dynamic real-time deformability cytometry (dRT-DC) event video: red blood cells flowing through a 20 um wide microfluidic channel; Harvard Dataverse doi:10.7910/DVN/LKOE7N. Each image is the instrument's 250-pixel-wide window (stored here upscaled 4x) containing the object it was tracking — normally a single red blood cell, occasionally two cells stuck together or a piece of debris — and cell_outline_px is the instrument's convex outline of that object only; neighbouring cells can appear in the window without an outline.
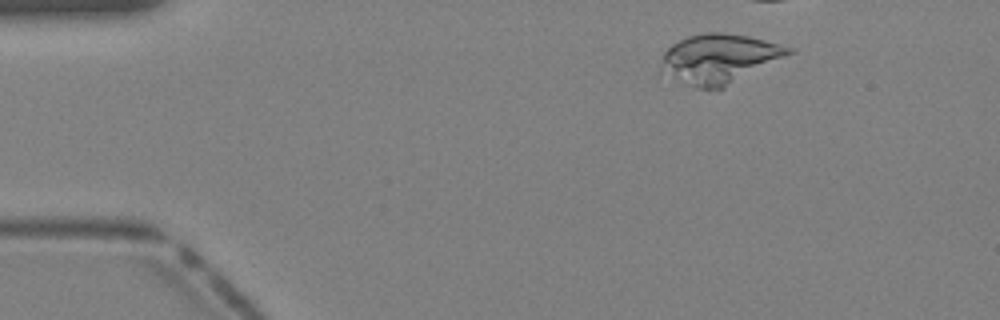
{"species": "Egyptian fruit bat (a non-hibernating species)", "species_latin": "Rousettus aegyptiacus", "temperature_condition": "warm", "stored_images_in_passage": 28, "camera_frame_rate_fps": 3000, "um_per_image_px": 0.085, "animal": {"sex": "female"}, "frame": {"image": 1, "passage_image": 2, "time_ms": 0.333, "image_size_px": [1000, 320], "cell_outline_px": [[796, 52], [724, 88], [700, 88], [660, 72], [660, 68], [664, 52], [672, 44], [688, 36], [704, 32], [720, 32], [748, 36], [796, 48]], "centroid_in_image_um": [61.19, 4.97], "position_along_channel_um": 23.8, "area_um2": 36.59}}
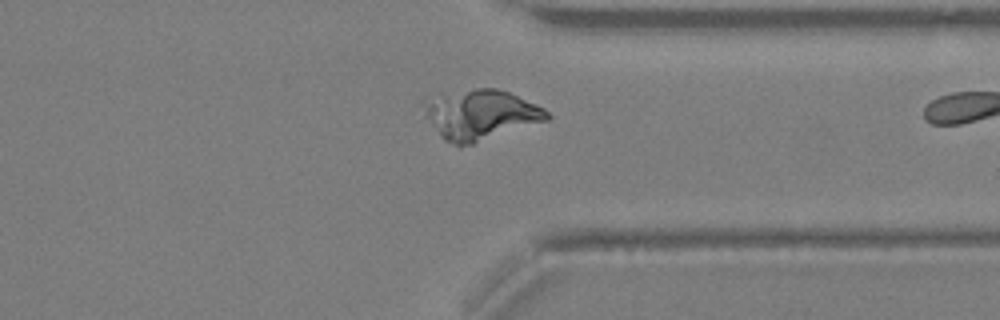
{"frame": {"image": 2, "passage_image": 27, "time_ms": 8.667, "image_size_px": [1000, 320], "cell_outline_px": [[552, 116], [548, 120], [460, 148], [444, 140], [440, 136], [424, 116], [420, 104], [420, 100], [476, 88], [496, 88], [508, 92], [536, 104], [544, 108]], "centroid_in_image_um": [40.8, 9.77], "position_along_channel_um": 370.6, "area_um2": 36.01}}